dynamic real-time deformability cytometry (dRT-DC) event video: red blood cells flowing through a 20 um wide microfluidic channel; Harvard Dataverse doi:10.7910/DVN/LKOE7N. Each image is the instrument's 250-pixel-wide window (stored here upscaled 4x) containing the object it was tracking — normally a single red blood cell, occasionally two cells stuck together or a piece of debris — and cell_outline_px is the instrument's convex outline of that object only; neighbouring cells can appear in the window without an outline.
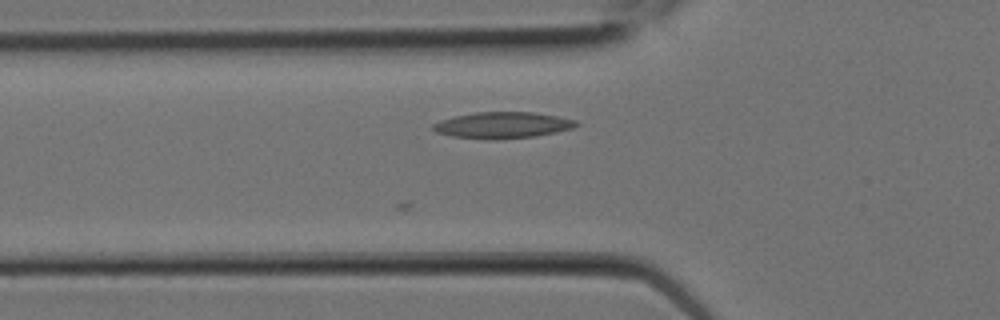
{"species": "Egyptian fruit bat (a non-hibernating species)", "species_latin": "Rousettus aegyptiacus", "temperature_condition": "room temperature", "stored_images_in_passage": 10, "camera_frame_rate_fps": 3000, "um_per_image_px": 0.085, "animal": {"sex": "female"}, "frame": {"image": 1, "passage_image": 4, "time_ms": 1.0, "image_size_px": [1000, 320], "cell_outline_px": [[580, 124], [572, 128], [556, 132], [536, 136], [492, 140], [452, 136], [436, 132], [432, 128], [432, 124], [440, 120], [452, 116], [476, 112], [532, 112], [556, 116], [576, 120]], "centroid_in_image_um": [42.69, 10.64], "position_along_channel_um": 83.1, "area_um2": 21.96}}
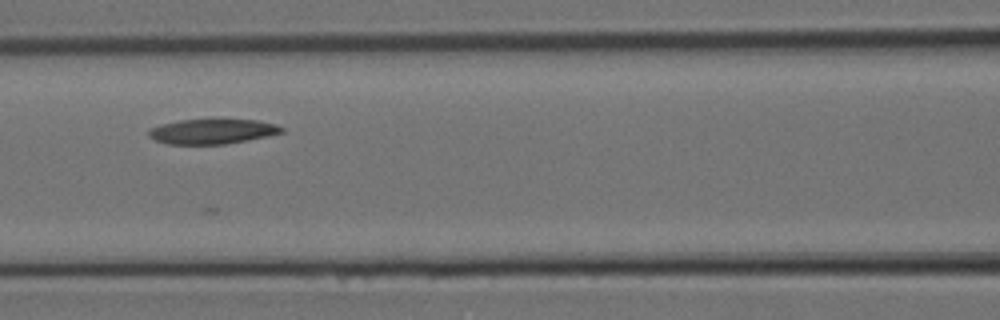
{"frame": {"image": 2, "passage_image": 6, "time_ms": 1.667, "image_size_px": [1000, 320], "cell_outline_px": [[284, 132], [268, 136], [248, 140], [224, 144], [168, 144], [156, 140], [148, 136], [148, 128], [180, 120], [256, 120], [276, 124], [284, 128]], "centroid_in_image_um": [18.06, 11.18], "position_along_channel_um": 148.5, "area_um2": 19.13}}